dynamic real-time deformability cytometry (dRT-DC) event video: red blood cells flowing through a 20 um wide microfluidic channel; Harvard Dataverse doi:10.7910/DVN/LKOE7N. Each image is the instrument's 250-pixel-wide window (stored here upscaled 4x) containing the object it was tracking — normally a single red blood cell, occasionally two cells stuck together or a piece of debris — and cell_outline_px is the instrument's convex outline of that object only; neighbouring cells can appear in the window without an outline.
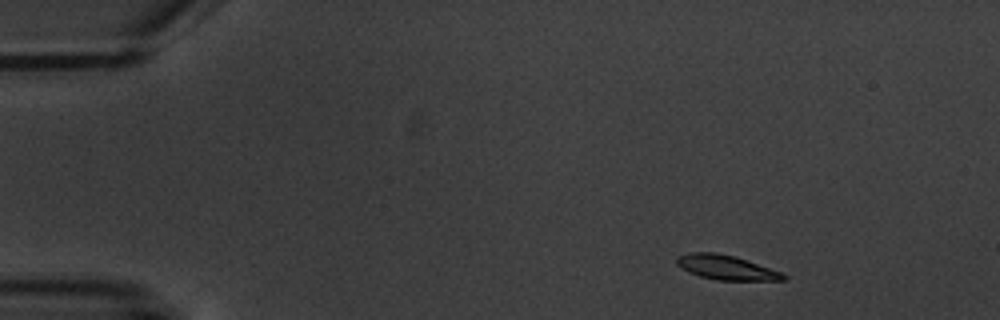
{"species": "common noctule bat (a hibernating species)", "species_latin": "Nyctalus noctula", "temperature_condition": "warm", "stored_images_in_passage": 4, "camera_frame_rate_fps": 3000, "um_per_image_px": 0.085, "animal": {"sex": "male", "body_mass_g": 20.1, "forearm_length_mm": 53.5}, "frame": {"image": 1, "passage_image": 1, "time_ms": 0.0, "image_size_px": [1000, 320], "cell_outline_px": [[788, 280], [716, 280], [700, 276], [688, 272], [680, 268], [676, 264], [676, 256], [688, 252], [716, 252], [736, 256], [780, 272], [788, 276]], "centroid_in_image_um": [61.68, 22.72], "position_along_channel_um": 23.3, "area_um2": 15.37}}
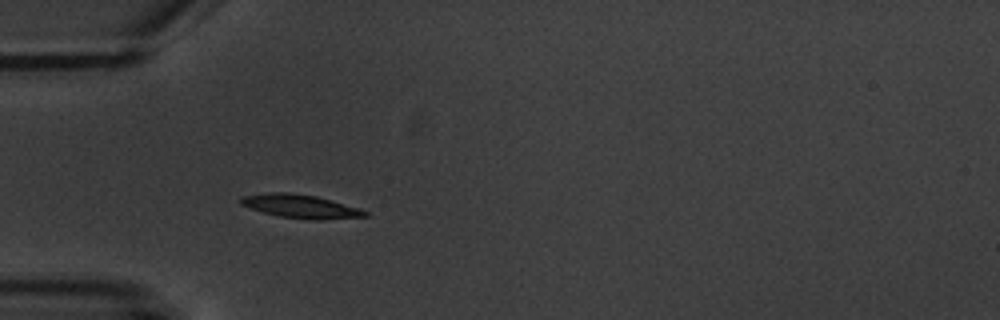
{"frame": {"image": 2, "passage_image": 4, "time_ms": 3.333, "image_size_px": [1000, 320], "cell_outline_px": [[368, 216], [320, 220], [308, 220], [280, 216], [264, 212], [240, 204], [236, 200], [240, 196], [272, 192], [288, 192], [316, 196], [360, 208], [368, 212]], "centroid_in_image_um": [25.53, 17.53], "position_along_channel_um": 59.5, "area_um2": 17.05}}